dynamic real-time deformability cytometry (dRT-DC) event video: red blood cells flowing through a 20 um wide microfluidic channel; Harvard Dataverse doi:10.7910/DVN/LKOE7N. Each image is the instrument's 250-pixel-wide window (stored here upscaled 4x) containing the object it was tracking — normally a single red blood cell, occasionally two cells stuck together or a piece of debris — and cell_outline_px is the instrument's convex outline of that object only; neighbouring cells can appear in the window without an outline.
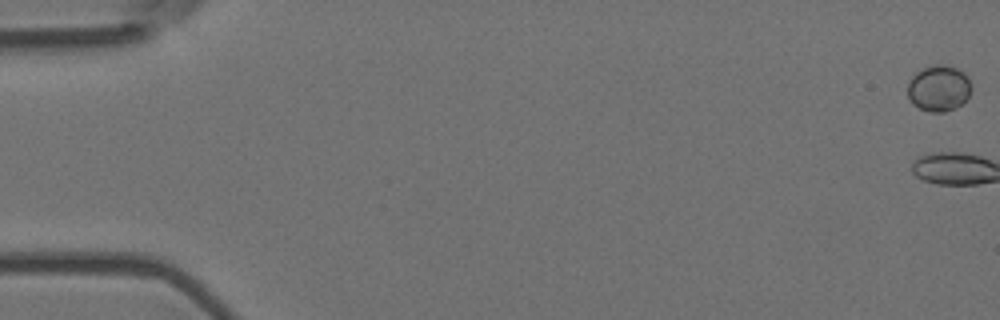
{"species": "Egyptian fruit bat (a non-hibernating species)", "species_latin": "Rousettus aegyptiacus", "temperature_condition": "room temperature", "stored_images_in_passage": 17, "camera_frame_rate_fps": 3000, "um_per_image_px": 0.085, "animal": {"sex": "female"}, "frame": {"image": 1, "passage_image": 1, "time_ms": 0.0, "image_size_px": [1000, 320], "cell_outline_px": [[972, 88], [968, 96], [960, 104], [944, 112], [928, 112], [912, 104], [908, 100], [908, 80], [920, 68], [932, 64], [944, 64], [956, 68], [964, 72], [968, 76]], "centroid_in_image_um": [79.76, 7.47], "position_along_channel_um": 5.2, "area_um2": 17.34}}